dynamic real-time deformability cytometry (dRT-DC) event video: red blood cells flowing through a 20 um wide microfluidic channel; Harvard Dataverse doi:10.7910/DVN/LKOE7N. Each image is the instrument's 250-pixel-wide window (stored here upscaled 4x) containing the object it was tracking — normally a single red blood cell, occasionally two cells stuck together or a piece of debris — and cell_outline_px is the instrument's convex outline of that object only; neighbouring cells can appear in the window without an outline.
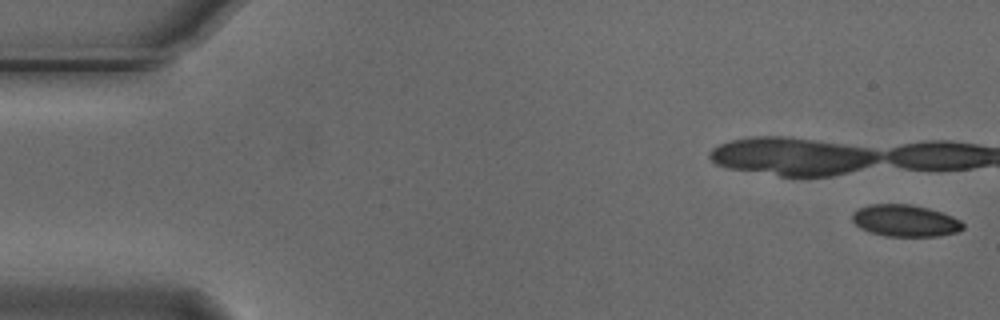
{"species": "Egyptian fruit bat (a non-hibernating species)", "species_latin": "Rousettus aegyptiacus", "temperature_condition": "cold", "stored_images_in_passage": 7, "camera_frame_rate_fps": 3000, "um_per_image_px": 0.085, "animal": {"sex": "male"}, "frame": {"image": 1, "passage_image": 1, "time_ms": 0.0, "image_size_px": [1000, 320], "cell_outline_px": [[964, 228], [960, 232], [936, 236], [884, 236], [860, 228], [852, 220], [852, 212], [868, 204], [908, 204], [928, 208], [952, 216], [960, 220], [964, 224]], "centroid_in_image_um": [76.95, 18.76], "position_along_channel_um": 8.0, "area_um2": 20.52}}